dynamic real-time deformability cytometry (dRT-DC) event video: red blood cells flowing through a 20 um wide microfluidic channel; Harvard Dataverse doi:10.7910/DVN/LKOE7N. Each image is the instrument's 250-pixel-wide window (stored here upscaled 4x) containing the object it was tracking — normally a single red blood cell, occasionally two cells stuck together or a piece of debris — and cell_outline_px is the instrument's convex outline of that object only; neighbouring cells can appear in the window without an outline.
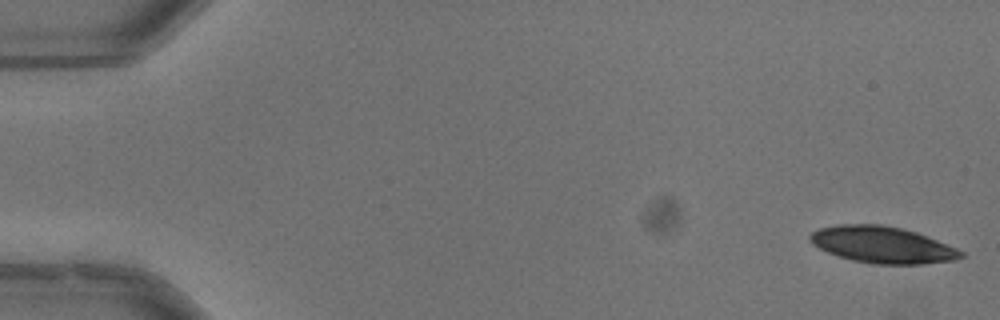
{"species": "common noctule bat (a hibernating species)", "species_latin": "Nyctalus noctula", "temperature_condition": "warm", "stored_images_in_passage": 52, "camera_frame_rate_fps": 3000, "um_per_image_px": 0.085, "animal": {"sex": "male", "body_mass_g": 13.3}, "frame": {"image": 1, "passage_image": 1, "time_ms": 0.0, "image_size_px": [1000, 320], "cell_outline_px": [[964, 256], [956, 260], [924, 264], [872, 264], [852, 260], [828, 252], [812, 244], [808, 240], [808, 236], [812, 232], [820, 228], [836, 224], [880, 224], [900, 228], [916, 232], [956, 248], [964, 252]], "centroid_in_image_um": [74.99, 20.81], "position_along_channel_um": 10.0, "area_um2": 32.14}}
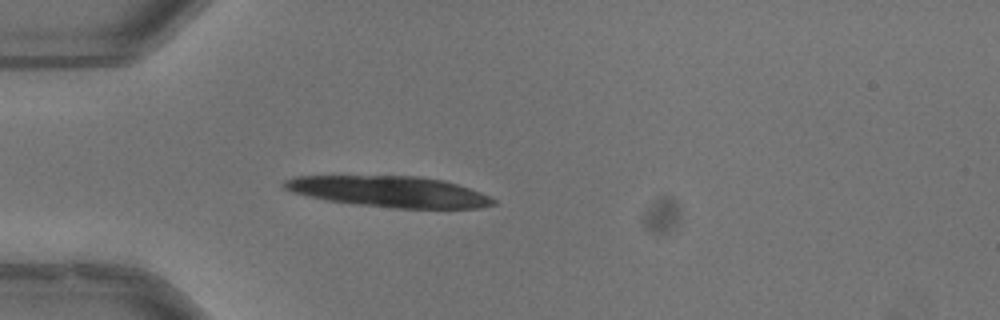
{"frame": {"image": 2, "passage_image": 15, "time_ms": 4.667, "image_size_px": [1000, 320], "cell_outline_px": [[496, 204], [480, 208], [392, 208], [352, 204], [324, 200], [292, 192], [284, 188], [280, 184], [284, 180], [296, 176], [420, 176], [444, 180], [480, 192], [496, 200]], "centroid_in_image_um": [33.06, 16.29], "position_along_channel_um": 51.9, "area_um2": 37.86}}